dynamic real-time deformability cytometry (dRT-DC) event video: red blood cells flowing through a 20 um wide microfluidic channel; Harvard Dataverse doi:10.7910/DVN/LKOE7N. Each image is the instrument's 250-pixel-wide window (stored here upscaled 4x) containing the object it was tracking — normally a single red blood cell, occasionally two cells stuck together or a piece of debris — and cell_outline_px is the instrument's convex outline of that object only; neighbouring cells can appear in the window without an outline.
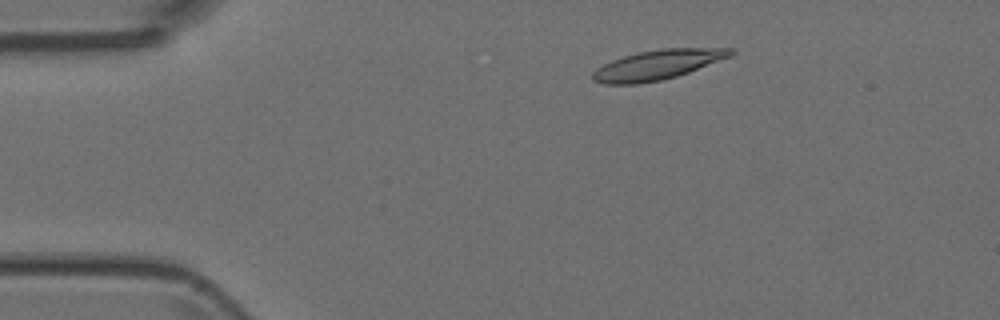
{"species": "Egyptian fruit bat (a non-hibernating species)", "species_latin": "Rousettus aegyptiacus", "temperature_condition": "room temperature", "stored_images_in_passage": 7, "camera_frame_rate_fps": 3000, "um_per_image_px": 0.085, "animal": {"sex": "female"}, "frame": {"image": 1, "passage_image": 1, "time_ms": 0.0, "image_size_px": [1000, 320], "cell_outline_px": [[736, 52], [732, 56], [688, 72], [676, 76], [660, 80], [640, 84], [604, 84], [592, 80], [592, 72], [596, 68], [612, 60], [624, 56], [640, 52], [664, 48], [732, 48]], "centroid_in_image_um": [55.89, 5.51], "position_along_channel_um": 29.1, "area_um2": 23.76}}
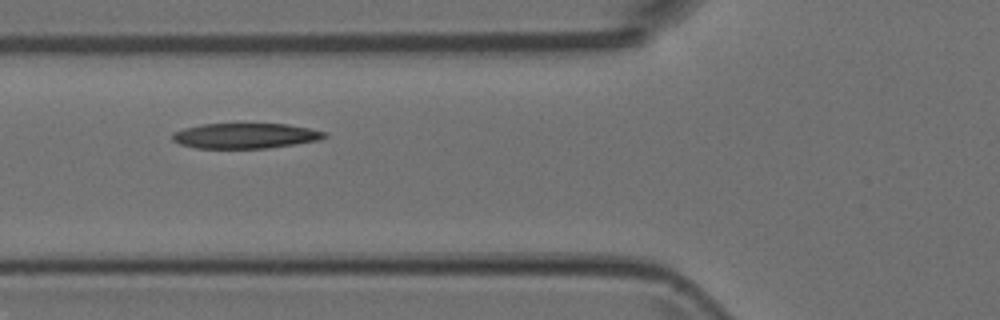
{"frame": {"image": 2, "passage_image": 4, "time_ms": 1.0, "image_size_px": [1000, 320], "cell_outline_px": [[328, 136], [316, 140], [268, 148], [196, 148], [180, 144], [172, 140], [172, 132], [184, 128], [204, 124], [288, 124], [328, 132]], "centroid_in_image_um": [20.83, 11.54], "position_along_channel_um": 105.0, "area_um2": 22.25}}
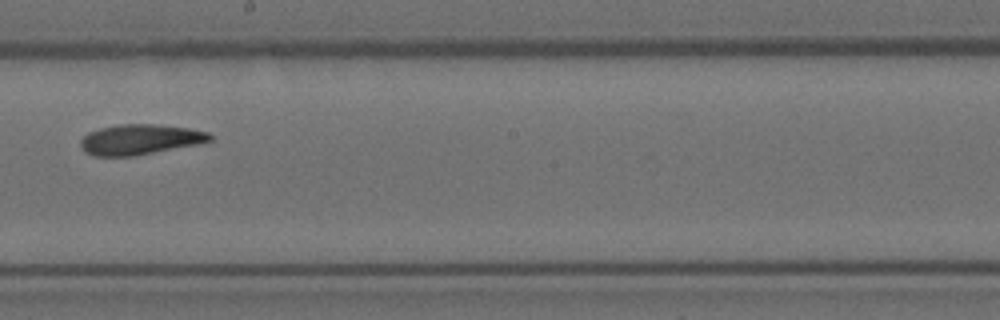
{"frame": {"image": 3, "passage_image": 7, "time_ms": 2.0, "image_size_px": [1000, 320], "cell_outline_px": [[212, 140], [196, 144], [132, 156], [92, 156], [84, 152], [80, 144], [80, 140], [88, 132], [100, 128], [120, 124], [160, 124], [188, 128], [208, 132], [212, 136]], "centroid_in_image_um": [11.86, 11.85], "position_along_channel_um": 236.3, "area_um2": 22.72}}